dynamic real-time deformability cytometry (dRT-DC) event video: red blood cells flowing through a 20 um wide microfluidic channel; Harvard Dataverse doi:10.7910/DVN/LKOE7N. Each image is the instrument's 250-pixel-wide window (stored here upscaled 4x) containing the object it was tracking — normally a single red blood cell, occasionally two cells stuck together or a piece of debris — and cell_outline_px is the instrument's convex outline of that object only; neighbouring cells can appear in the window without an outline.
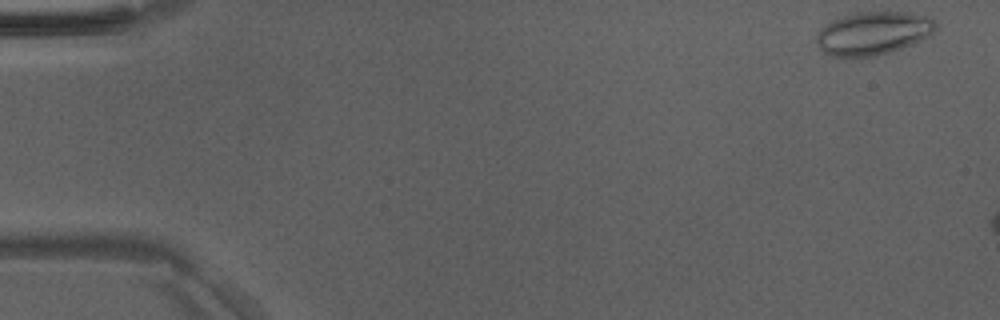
{"species": "Egyptian fruit bat (a non-hibernating species)", "species_latin": "Rousettus aegyptiacus", "temperature_condition": "room temperature", "stored_images_in_passage": 7, "camera_frame_rate_fps": 3000, "um_per_image_px": 0.085, "animal": {"sex": "male"}, "frame": {"image": 1, "passage_image": 1, "time_ms": 0.0, "image_size_px": [1000, 320], "cell_outline_px": [[936, 28], [928, 36], [912, 44], [876, 56], [844, 60], [832, 56], [824, 52], [816, 44], [816, 36], [820, 28], [832, 20], [856, 12], [908, 12], [928, 16], [936, 24]], "centroid_in_image_um": [74.15, 2.86], "position_along_channel_um": 10.8, "area_um2": 30.35}}